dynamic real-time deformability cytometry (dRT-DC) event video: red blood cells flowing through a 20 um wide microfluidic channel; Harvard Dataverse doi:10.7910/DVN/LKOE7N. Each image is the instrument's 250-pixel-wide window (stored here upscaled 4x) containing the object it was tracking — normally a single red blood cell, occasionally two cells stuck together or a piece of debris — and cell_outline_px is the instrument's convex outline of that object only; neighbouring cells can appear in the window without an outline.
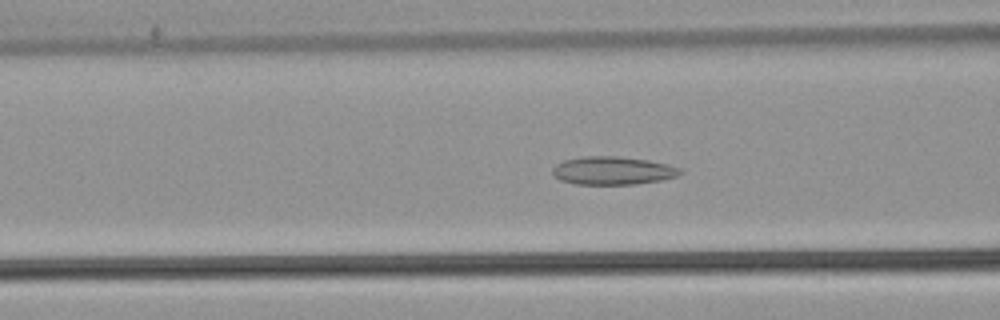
{"species": "common noctule bat (a hibernating species)", "species_latin": "Nyctalus noctula", "temperature_condition": "warm", "stored_images_in_passage": 37, "camera_frame_rate_fps": 3000, "um_per_image_px": 0.085, "animal": {"sex": "male", "body_mass_g": 21.5, "forearm_length_mm": 52.0}, "frame": {"image": 1, "passage_image": 11, "time_ms": 3.333, "image_size_px": [1000, 320], "cell_outline_px": [[684, 172], [676, 176], [660, 180], [636, 184], [576, 184], [560, 180], [552, 176], [552, 168], [556, 164], [564, 160], [584, 156], [616, 156], [648, 160], [668, 164], [680, 168]], "centroid_in_image_um": [52.06, 14.5], "position_along_channel_um": 114.5, "area_um2": 20.98}}
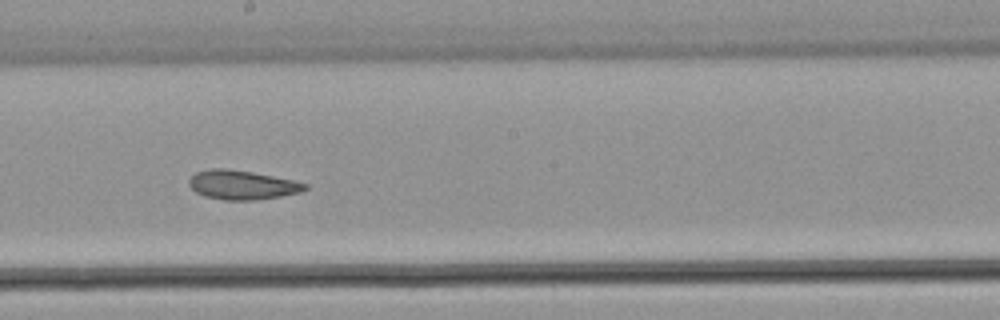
{"frame": {"image": 2, "passage_image": 20, "time_ms": 6.333, "image_size_px": [1000, 320], "cell_outline_px": [[308, 188], [300, 192], [280, 196], [256, 200], [224, 200], [204, 196], [196, 192], [188, 184], [188, 180], [196, 172], [208, 168], [228, 168], [252, 172], [292, 180], [308, 184]], "centroid_in_image_um": [20.55, 15.71], "position_along_channel_um": 227.7, "area_um2": 19.71}}
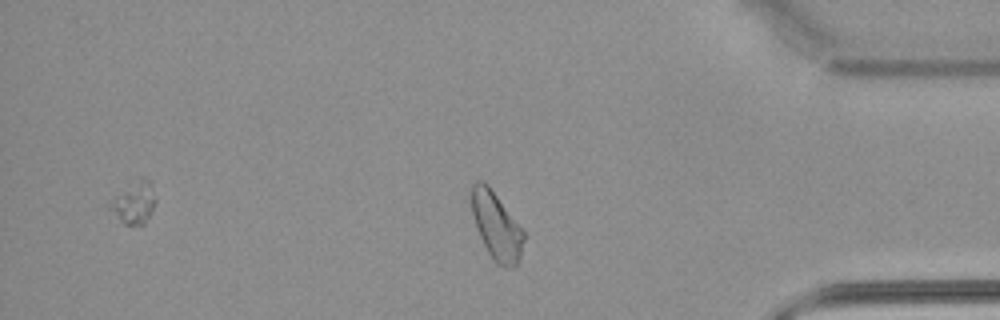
{"frame": {"image": 3, "passage_image": 35, "time_ms": 11.333, "image_size_px": [1000, 320], "cell_outline_px": [[524, 240], [520, 256], [516, 268], [504, 268], [496, 264], [488, 252], [480, 236], [472, 212], [472, 184], [476, 180], [480, 180], [488, 184], [524, 232]], "centroid_in_image_um": [42.21, 19.25], "position_along_channel_um": 393.0, "area_um2": 20.23}, "authors_computed_cell_mechanics": {"area_um2": 19.7676, "velocity_mm_per_s": 3.7751, "shape_relaxation_time_tau1_ms": null, "shape_relaxation_time_tau2_ms": 3.2471, "deformation_change_tau1": null, "deformation_change_tau2": 0.0937}}